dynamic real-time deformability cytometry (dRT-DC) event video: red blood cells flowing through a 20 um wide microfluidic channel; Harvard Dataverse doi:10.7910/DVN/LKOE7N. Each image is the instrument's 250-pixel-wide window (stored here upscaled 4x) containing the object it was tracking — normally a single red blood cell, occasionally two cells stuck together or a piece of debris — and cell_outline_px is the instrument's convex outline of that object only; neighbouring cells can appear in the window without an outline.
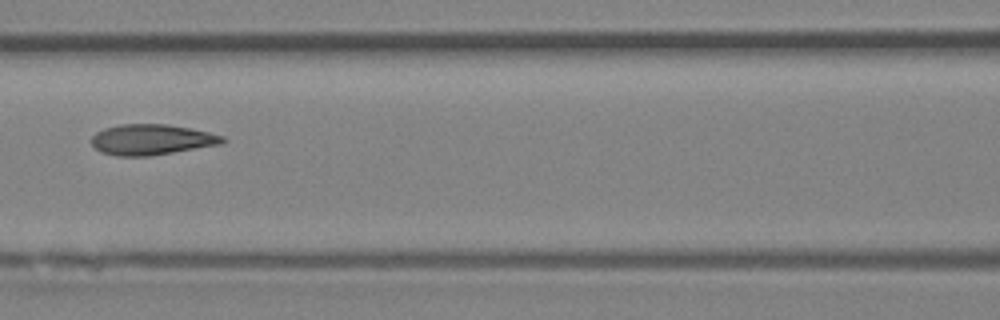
{"species": "Egyptian fruit bat (a non-hibernating species)", "species_latin": "Rousettus aegyptiacus", "temperature_condition": "room temperature", "stored_images_in_passage": 7, "segment_of_instrument_passage": [1, 2], "camera_frame_rate_fps": 3000, "um_per_image_px": 0.085, "animal": {"sex": "female"}, "frame": {"image": 1, "passage_image": 6, "time_ms": 6.667, "image_size_px": [1000, 320], "cell_outline_px": [[224, 140], [220, 144], [148, 156], [116, 156], [100, 152], [92, 144], [92, 136], [96, 132], [104, 128], [120, 124], [168, 124], [208, 132], [224, 136]], "centroid_in_image_um": [12.83, 11.86], "position_along_channel_um": 153.8, "area_um2": 23.12}}